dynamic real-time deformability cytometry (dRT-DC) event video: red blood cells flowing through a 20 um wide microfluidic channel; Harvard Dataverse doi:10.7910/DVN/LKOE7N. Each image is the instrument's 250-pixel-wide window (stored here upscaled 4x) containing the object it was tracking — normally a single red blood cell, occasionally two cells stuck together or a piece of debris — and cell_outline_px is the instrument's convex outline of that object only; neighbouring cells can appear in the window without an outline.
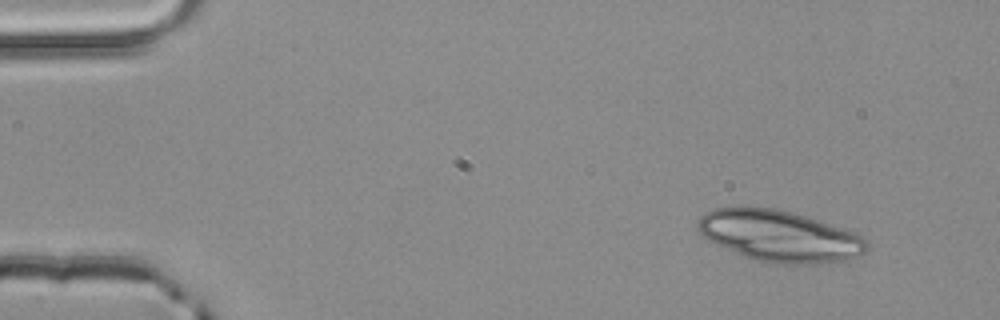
{"species": "common noctule bat (a hibernating species)", "species_latin": "Nyctalus noctula", "temperature_condition": "room temperature", "stored_images_in_passage": 3, "camera_frame_rate_fps": 3000, "um_per_image_px": 0.085, "animal": {"sex": "male", "body_mass_g": 20.4}, "frame": {"image": 1, "passage_image": 1, "time_ms": 0.0, "image_size_px": [1000, 320], "cell_outline_px": [[868, 248], [864, 252], [856, 256], [844, 260], [820, 264], [768, 264], [744, 256], [708, 240], [700, 232], [700, 216], [704, 212], [712, 208], [736, 204], [748, 204], [776, 208], [792, 212], [856, 232], [864, 236], [868, 240]], "centroid_in_image_um": [66.24, 20.02], "position_along_channel_um": 18.8, "area_um2": 51.38}}